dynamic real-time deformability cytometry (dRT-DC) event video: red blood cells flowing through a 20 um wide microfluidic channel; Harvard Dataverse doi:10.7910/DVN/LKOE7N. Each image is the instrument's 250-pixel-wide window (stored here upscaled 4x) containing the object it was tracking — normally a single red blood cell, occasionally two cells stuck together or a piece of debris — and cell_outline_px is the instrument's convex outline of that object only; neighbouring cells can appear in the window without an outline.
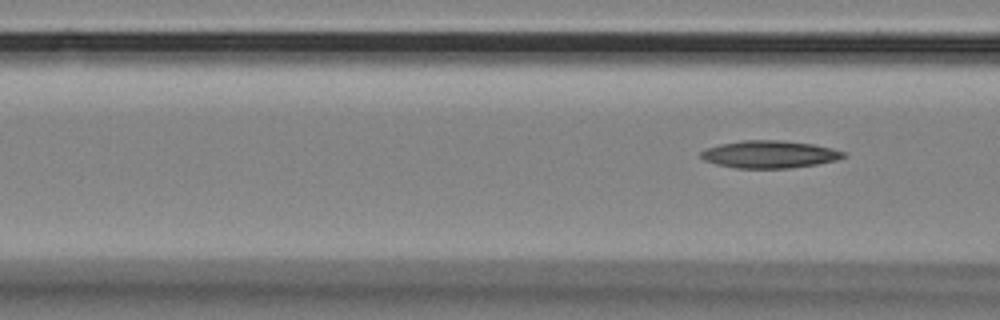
{"species": "Egyptian fruit bat (a non-hibernating species)", "species_latin": "Rousettus aegyptiacus", "temperature_condition": "room temperature", "stored_images_in_passage": 6, "segment_of_instrument_passage": [2, 2], "camera_frame_rate_fps": 3000, "um_per_image_px": 0.085, "animal": {"sex": "female"}, "frame": {"image": 1, "passage_image": 6, "time_ms": 5.667, "image_size_px": [1000, 320], "cell_outline_px": [[848, 156], [836, 160], [816, 164], [788, 168], [736, 168], [716, 164], [704, 160], [700, 156], [700, 152], [708, 148], [720, 144], [744, 140], [780, 140], [812, 144], [832, 148], [848, 152]], "centroid_in_image_um": [65.44, 13.11], "position_along_channel_um": 101.2, "area_um2": 22.77}}